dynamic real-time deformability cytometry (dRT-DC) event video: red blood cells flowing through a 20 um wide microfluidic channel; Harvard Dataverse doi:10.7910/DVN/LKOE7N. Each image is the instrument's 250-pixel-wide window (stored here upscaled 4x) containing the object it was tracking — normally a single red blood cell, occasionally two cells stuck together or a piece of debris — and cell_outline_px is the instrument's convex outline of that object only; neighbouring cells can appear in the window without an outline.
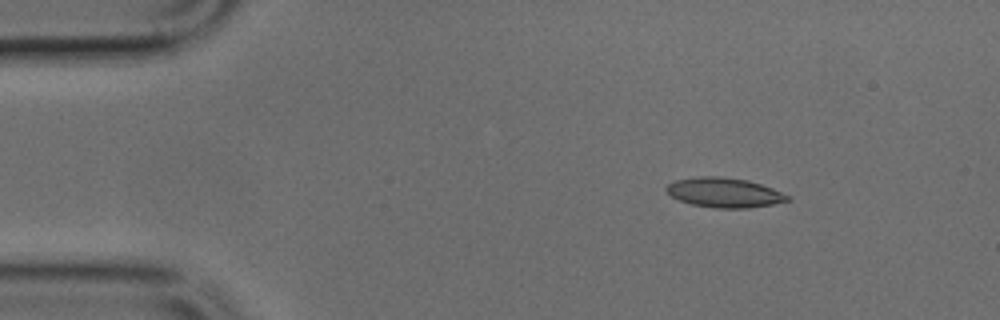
{"species": "common noctule bat (a hibernating species)", "species_latin": "Nyctalus noctula", "temperature_condition": "cold", "stored_images_in_passage": 4, "camera_frame_rate_fps": 3000, "um_per_image_px": 0.085, "animal": {"sex": "male", "body_mass_g": 17.9, "forearm_length_mm": 54.2}, "frame": {"image": 1, "passage_image": 2, "time_ms": 0.333, "image_size_px": [1000, 320], "cell_outline_px": [[792, 200], [772, 204], [748, 208], [716, 208], [692, 204], [680, 200], [672, 196], [664, 188], [668, 184], [676, 180], [700, 176], [716, 176], [748, 180], [772, 188], [792, 196]], "centroid_in_image_um": [61.6, 16.37], "position_along_channel_um": 23.4, "area_um2": 20.87}}